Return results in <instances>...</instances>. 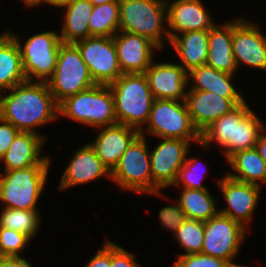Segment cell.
<instances>
[{
  "label": "cell",
  "instance_id": "23",
  "mask_svg": "<svg viewBox=\"0 0 266 267\" xmlns=\"http://www.w3.org/2000/svg\"><path fill=\"white\" fill-rule=\"evenodd\" d=\"M233 20L209 30L206 65L216 70L234 74L238 68L233 57Z\"/></svg>",
  "mask_w": 266,
  "mask_h": 267
},
{
  "label": "cell",
  "instance_id": "19",
  "mask_svg": "<svg viewBox=\"0 0 266 267\" xmlns=\"http://www.w3.org/2000/svg\"><path fill=\"white\" fill-rule=\"evenodd\" d=\"M166 6V25L172 30H168L170 39L179 32L210 30L215 26L200 0H175L169 4L166 2Z\"/></svg>",
  "mask_w": 266,
  "mask_h": 267
},
{
  "label": "cell",
  "instance_id": "20",
  "mask_svg": "<svg viewBox=\"0 0 266 267\" xmlns=\"http://www.w3.org/2000/svg\"><path fill=\"white\" fill-rule=\"evenodd\" d=\"M100 128H103L102 131L90 145L99 159L112 172L128 146L140 133L137 129L120 123Z\"/></svg>",
  "mask_w": 266,
  "mask_h": 267
},
{
  "label": "cell",
  "instance_id": "25",
  "mask_svg": "<svg viewBox=\"0 0 266 267\" xmlns=\"http://www.w3.org/2000/svg\"><path fill=\"white\" fill-rule=\"evenodd\" d=\"M209 30H196L176 34L170 43L181 59V66L189 72L191 69L206 65L208 58Z\"/></svg>",
  "mask_w": 266,
  "mask_h": 267
},
{
  "label": "cell",
  "instance_id": "1",
  "mask_svg": "<svg viewBox=\"0 0 266 267\" xmlns=\"http://www.w3.org/2000/svg\"><path fill=\"white\" fill-rule=\"evenodd\" d=\"M1 95L0 118L22 132L35 134V127L55 121L59 104L50 92L47 82L25 81Z\"/></svg>",
  "mask_w": 266,
  "mask_h": 267
},
{
  "label": "cell",
  "instance_id": "37",
  "mask_svg": "<svg viewBox=\"0 0 266 267\" xmlns=\"http://www.w3.org/2000/svg\"><path fill=\"white\" fill-rule=\"evenodd\" d=\"M110 267H140V265L136 262L134 253L132 255L131 252L111 242Z\"/></svg>",
  "mask_w": 266,
  "mask_h": 267
},
{
  "label": "cell",
  "instance_id": "13",
  "mask_svg": "<svg viewBox=\"0 0 266 267\" xmlns=\"http://www.w3.org/2000/svg\"><path fill=\"white\" fill-rule=\"evenodd\" d=\"M162 141L150 152L153 194L161 196L160 189L173 186L179 170L189 154L190 141L161 138Z\"/></svg>",
  "mask_w": 266,
  "mask_h": 267
},
{
  "label": "cell",
  "instance_id": "33",
  "mask_svg": "<svg viewBox=\"0 0 266 267\" xmlns=\"http://www.w3.org/2000/svg\"><path fill=\"white\" fill-rule=\"evenodd\" d=\"M30 240L22 232L0 226V256H20Z\"/></svg>",
  "mask_w": 266,
  "mask_h": 267
},
{
  "label": "cell",
  "instance_id": "17",
  "mask_svg": "<svg viewBox=\"0 0 266 267\" xmlns=\"http://www.w3.org/2000/svg\"><path fill=\"white\" fill-rule=\"evenodd\" d=\"M144 74L154 99L186 100L188 72L181 65L152 62Z\"/></svg>",
  "mask_w": 266,
  "mask_h": 267
},
{
  "label": "cell",
  "instance_id": "2",
  "mask_svg": "<svg viewBox=\"0 0 266 267\" xmlns=\"http://www.w3.org/2000/svg\"><path fill=\"white\" fill-rule=\"evenodd\" d=\"M265 129L262 121L245 102L223 115L200 133L201 147L216 141L226 160L234 153L254 148L260 133Z\"/></svg>",
  "mask_w": 266,
  "mask_h": 267
},
{
  "label": "cell",
  "instance_id": "11",
  "mask_svg": "<svg viewBox=\"0 0 266 267\" xmlns=\"http://www.w3.org/2000/svg\"><path fill=\"white\" fill-rule=\"evenodd\" d=\"M245 228L229 216L218 213L204 222V243L201 253L228 261L233 267V259L244 242Z\"/></svg>",
  "mask_w": 266,
  "mask_h": 267
},
{
  "label": "cell",
  "instance_id": "10",
  "mask_svg": "<svg viewBox=\"0 0 266 267\" xmlns=\"http://www.w3.org/2000/svg\"><path fill=\"white\" fill-rule=\"evenodd\" d=\"M110 179L124 189L153 195L150 151L144 135L139 134L131 142L111 172Z\"/></svg>",
  "mask_w": 266,
  "mask_h": 267
},
{
  "label": "cell",
  "instance_id": "38",
  "mask_svg": "<svg viewBox=\"0 0 266 267\" xmlns=\"http://www.w3.org/2000/svg\"><path fill=\"white\" fill-rule=\"evenodd\" d=\"M0 159L10 148L11 143L14 141L20 132L8 121L0 118Z\"/></svg>",
  "mask_w": 266,
  "mask_h": 267
},
{
  "label": "cell",
  "instance_id": "36",
  "mask_svg": "<svg viewBox=\"0 0 266 267\" xmlns=\"http://www.w3.org/2000/svg\"><path fill=\"white\" fill-rule=\"evenodd\" d=\"M186 219V215L179 203L174 206L163 207L159 212L161 225L166 230L170 229L174 234Z\"/></svg>",
  "mask_w": 266,
  "mask_h": 267
},
{
  "label": "cell",
  "instance_id": "26",
  "mask_svg": "<svg viewBox=\"0 0 266 267\" xmlns=\"http://www.w3.org/2000/svg\"><path fill=\"white\" fill-rule=\"evenodd\" d=\"M25 81L18 42L8 33L0 41V90L6 92Z\"/></svg>",
  "mask_w": 266,
  "mask_h": 267
},
{
  "label": "cell",
  "instance_id": "46",
  "mask_svg": "<svg viewBox=\"0 0 266 267\" xmlns=\"http://www.w3.org/2000/svg\"><path fill=\"white\" fill-rule=\"evenodd\" d=\"M1 95H2V92L0 90V110H1Z\"/></svg>",
  "mask_w": 266,
  "mask_h": 267
},
{
  "label": "cell",
  "instance_id": "44",
  "mask_svg": "<svg viewBox=\"0 0 266 267\" xmlns=\"http://www.w3.org/2000/svg\"><path fill=\"white\" fill-rule=\"evenodd\" d=\"M25 4H26V6H31L36 0H22Z\"/></svg>",
  "mask_w": 266,
  "mask_h": 267
},
{
  "label": "cell",
  "instance_id": "41",
  "mask_svg": "<svg viewBox=\"0 0 266 267\" xmlns=\"http://www.w3.org/2000/svg\"><path fill=\"white\" fill-rule=\"evenodd\" d=\"M266 128L260 133L258 141L255 145V148L257 149L260 156L263 158V160L266 163Z\"/></svg>",
  "mask_w": 266,
  "mask_h": 267
},
{
  "label": "cell",
  "instance_id": "24",
  "mask_svg": "<svg viewBox=\"0 0 266 267\" xmlns=\"http://www.w3.org/2000/svg\"><path fill=\"white\" fill-rule=\"evenodd\" d=\"M190 77L193 80L190 90H203L219 94L221 97L230 99L236 106L245 103L239 91L232 85L233 74L216 70L208 65H202L188 72V84Z\"/></svg>",
  "mask_w": 266,
  "mask_h": 267
},
{
  "label": "cell",
  "instance_id": "3",
  "mask_svg": "<svg viewBox=\"0 0 266 267\" xmlns=\"http://www.w3.org/2000/svg\"><path fill=\"white\" fill-rule=\"evenodd\" d=\"M115 106L117 123L130 126L145 135L146 124L154 102V96L144 73L122 74L109 85Z\"/></svg>",
  "mask_w": 266,
  "mask_h": 267
},
{
  "label": "cell",
  "instance_id": "12",
  "mask_svg": "<svg viewBox=\"0 0 266 267\" xmlns=\"http://www.w3.org/2000/svg\"><path fill=\"white\" fill-rule=\"evenodd\" d=\"M74 44L88 66L95 84L110 85L123 74L113 37L90 36Z\"/></svg>",
  "mask_w": 266,
  "mask_h": 267
},
{
  "label": "cell",
  "instance_id": "35",
  "mask_svg": "<svg viewBox=\"0 0 266 267\" xmlns=\"http://www.w3.org/2000/svg\"><path fill=\"white\" fill-rule=\"evenodd\" d=\"M173 267H233L228 261L202 253L181 254Z\"/></svg>",
  "mask_w": 266,
  "mask_h": 267
},
{
  "label": "cell",
  "instance_id": "34",
  "mask_svg": "<svg viewBox=\"0 0 266 267\" xmlns=\"http://www.w3.org/2000/svg\"><path fill=\"white\" fill-rule=\"evenodd\" d=\"M198 160L195 158L188 159L186 158L184 165L179 170L177 178L175 180L174 186H180L183 184V188L189 189H197V190H205L207 189L205 186L201 185V180L204 177L201 174L203 172H199L200 169L198 166ZM201 176V177H200Z\"/></svg>",
  "mask_w": 266,
  "mask_h": 267
},
{
  "label": "cell",
  "instance_id": "42",
  "mask_svg": "<svg viewBox=\"0 0 266 267\" xmlns=\"http://www.w3.org/2000/svg\"><path fill=\"white\" fill-rule=\"evenodd\" d=\"M73 0H36L30 7L34 6H40L39 4H42L43 2L46 4H49L51 6H57V7H65L69 5Z\"/></svg>",
  "mask_w": 266,
  "mask_h": 267
},
{
  "label": "cell",
  "instance_id": "15",
  "mask_svg": "<svg viewBox=\"0 0 266 267\" xmlns=\"http://www.w3.org/2000/svg\"><path fill=\"white\" fill-rule=\"evenodd\" d=\"M119 32L113 38L122 73H145L154 60L153 50L160 48L147 37L125 31Z\"/></svg>",
  "mask_w": 266,
  "mask_h": 267
},
{
  "label": "cell",
  "instance_id": "21",
  "mask_svg": "<svg viewBox=\"0 0 266 267\" xmlns=\"http://www.w3.org/2000/svg\"><path fill=\"white\" fill-rule=\"evenodd\" d=\"M102 176L111 177V172L99 159L89 143L74 153L61 177L60 186L58 187L61 190H65L78 184L94 181Z\"/></svg>",
  "mask_w": 266,
  "mask_h": 267
},
{
  "label": "cell",
  "instance_id": "43",
  "mask_svg": "<svg viewBox=\"0 0 266 267\" xmlns=\"http://www.w3.org/2000/svg\"><path fill=\"white\" fill-rule=\"evenodd\" d=\"M88 1H90L95 6V5H101V4L108 3V2H113L115 0H88Z\"/></svg>",
  "mask_w": 266,
  "mask_h": 267
},
{
  "label": "cell",
  "instance_id": "8",
  "mask_svg": "<svg viewBox=\"0 0 266 267\" xmlns=\"http://www.w3.org/2000/svg\"><path fill=\"white\" fill-rule=\"evenodd\" d=\"M147 124V133L155 137L200 144V133L191 121L185 100L179 103V100L155 99Z\"/></svg>",
  "mask_w": 266,
  "mask_h": 267
},
{
  "label": "cell",
  "instance_id": "40",
  "mask_svg": "<svg viewBox=\"0 0 266 267\" xmlns=\"http://www.w3.org/2000/svg\"><path fill=\"white\" fill-rule=\"evenodd\" d=\"M0 267H32V265L20 256H0Z\"/></svg>",
  "mask_w": 266,
  "mask_h": 267
},
{
  "label": "cell",
  "instance_id": "29",
  "mask_svg": "<svg viewBox=\"0 0 266 267\" xmlns=\"http://www.w3.org/2000/svg\"><path fill=\"white\" fill-rule=\"evenodd\" d=\"M211 196L207 189L183 188L178 203L187 219L206 222L219 213Z\"/></svg>",
  "mask_w": 266,
  "mask_h": 267
},
{
  "label": "cell",
  "instance_id": "27",
  "mask_svg": "<svg viewBox=\"0 0 266 267\" xmlns=\"http://www.w3.org/2000/svg\"><path fill=\"white\" fill-rule=\"evenodd\" d=\"M93 4L88 0H73L65 6L60 39L63 43H76L90 37L89 18Z\"/></svg>",
  "mask_w": 266,
  "mask_h": 267
},
{
  "label": "cell",
  "instance_id": "22",
  "mask_svg": "<svg viewBox=\"0 0 266 267\" xmlns=\"http://www.w3.org/2000/svg\"><path fill=\"white\" fill-rule=\"evenodd\" d=\"M45 140V136L40 134L20 131L0 159L4 162L2 171L24 169L30 166H50L49 158L40 156Z\"/></svg>",
  "mask_w": 266,
  "mask_h": 267
},
{
  "label": "cell",
  "instance_id": "30",
  "mask_svg": "<svg viewBox=\"0 0 266 267\" xmlns=\"http://www.w3.org/2000/svg\"><path fill=\"white\" fill-rule=\"evenodd\" d=\"M119 0L93 6L89 18L90 36L114 37L119 32Z\"/></svg>",
  "mask_w": 266,
  "mask_h": 267
},
{
  "label": "cell",
  "instance_id": "32",
  "mask_svg": "<svg viewBox=\"0 0 266 267\" xmlns=\"http://www.w3.org/2000/svg\"><path fill=\"white\" fill-rule=\"evenodd\" d=\"M173 235L186 254L201 253L204 243V222L186 219Z\"/></svg>",
  "mask_w": 266,
  "mask_h": 267
},
{
  "label": "cell",
  "instance_id": "7",
  "mask_svg": "<svg viewBox=\"0 0 266 267\" xmlns=\"http://www.w3.org/2000/svg\"><path fill=\"white\" fill-rule=\"evenodd\" d=\"M47 84L58 104L96 85L74 43L61 44L54 74Z\"/></svg>",
  "mask_w": 266,
  "mask_h": 267
},
{
  "label": "cell",
  "instance_id": "4",
  "mask_svg": "<svg viewBox=\"0 0 266 267\" xmlns=\"http://www.w3.org/2000/svg\"><path fill=\"white\" fill-rule=\"evenodd\" d=\"M59 113L92 127L117 124L114 97L109 85L93 87L67 97L59 104Z\"/></svg>",
  "mask_w": 266,
  "mask_h": 267
},
{
  "label": "cell",
  "instance_id": "6",
  "mask_svg": "<svg viewBox=\"0 0 266 267\" xmlns=\"http://www.w3.org/2000/svg\"><path fill=\"white\" fill-rule=\"evenodd\" d=\"M50 166H30L0 174V201L3 208L37 210Z\"/></svg>",
  "mask_w": 266,
  "mask_h": 267
},
{
  "label": "cell",
  "instance_id": "14",
  "mask_svg": "<svg viewBox=\"0 0 266 267\" xmlns=\"http://www.w3.org/2000/svg\"><path fill=\"white\" fill-rule=\"evenodd\" d=\"M233 57L240 64L266 70V36L257 25L237 18L233 20Z\"/></svg>",
  "mask_w": 266,
  "mask_h": 267
},
{
  "label": "cell",
  "instance_id": "45",
  "mask_svg": "<svg viewBox=\"0 0 266 267\" xmlns=\"http://www.w3.org/2000/svg\"><path fill=\"white\" fill-rule=\"evenodd\" d=\"M9 32L3 33L2 35L0 34V41L8 34Z\"/></svg>",
  "mask_w": 266,
  "mask_h": 267
},
{
  "label": "cell",
  "instance_id": "16",
  "mask_svg": "<svg viewBox=\"0 0 266 267\" xmlns=\"http://www.w3.org/2000/svg\"><path fill=\"white\" fill-rule=\"evenodd\" d=\"M228 208L222 209L219 213L229 216L246 228L259 199L260 186L251 183H243L231 179L227 175L218 180Z\"/></svg>",
  "mask_w": 266,
  "mask_h": 267
},
{
  "label": "cell",
  "instance_id": "39",
  "mask_svg": "<svg viewBox=\"0 0 266 267\" xmlns=\"http://www.w3.org/2000/svg\"><path fill=\"white\" fill-rule=\"evenodd\" d=\"M111 266V242L105 241L85 267H110Z\"/></svg>",
  "mask_w": 266,
  "mask_h": 267
},
{
  "label": "cell",
  "instance_id": "5",
  "mask_svg": "<svg viewBox=\"0 0 266 267\" xmlns=\"http://www.w3.org/2000/svg\"><path fill=\"white\" fill-rule=\"evenodd\" d=\"M166 0H119V31L147 37L159 48L163 47V34L170 42L167 22ZM166 14V15H165Z\"/></svg>",
  "mask_w": 266,
  "mask_h": 267
},
{
  "label": "cell",
  "instance_id": "31",
  "mask_svg": "<svg viewBox=\"0 0 266 267\" xmlns=\"http://www.w3.org/2000/svg\"><path fill=\"white\" fill-rule=\"evenodd\" d=\"M40 224V216L37 210H24L15 208H2L0 214V226L35 236Z\"/></svg>",
  "mask_w": 266,
  "mask_h": 267
},
{
  "label": "cell",
  "instance_id": "18",
  "mask_svg": "<svg viewBox=\"0 0 266 267\" xmlns=\"http://www.w3.org/2000/svg\"><path fill=\"white\" fill-rule=\"evenodd\" d=\"M185 101L191 121L199 133L237 107L230 99L203 90L188 89Z\"/></svg>",
  "mask_w": 266,
  "mask_h": 267
},
{
  "label": "cell",
  "instance_id": "28",
  "mask_svg": "<svg viewBox=\"0 0 266 267\" xmlns=\"http://www.w3.org/2000/svg\"><path fill=\"white\" fill-rule=\"evenodd\" d=\"M227 161L238 173L236 175L227 173L226 175L231 179L259 186H261V182H266V163L255 147L238 151L231 155Z\"/></svg>",
  "mask_w": 266,
  "mask_h": 267
},
{
  "label": "cell",
  "instance_id": "9",
  "mask_svg": "<svg viewBox=\"0 0 266 267\" xmlns=\"http://www.w3.org/2000/svg\"><path fill=\"white\" fill-rule=\"evenodd\" d=\"M18 42L23 71L27 81L47 82L54 74L60 46L63 43L55 31L35 34L22 45L20 39L9 32ZM34 77V78H33Z\"/></svg>",
  "mask_w": 266,
  "mask_h": 267
}]
</instances>
